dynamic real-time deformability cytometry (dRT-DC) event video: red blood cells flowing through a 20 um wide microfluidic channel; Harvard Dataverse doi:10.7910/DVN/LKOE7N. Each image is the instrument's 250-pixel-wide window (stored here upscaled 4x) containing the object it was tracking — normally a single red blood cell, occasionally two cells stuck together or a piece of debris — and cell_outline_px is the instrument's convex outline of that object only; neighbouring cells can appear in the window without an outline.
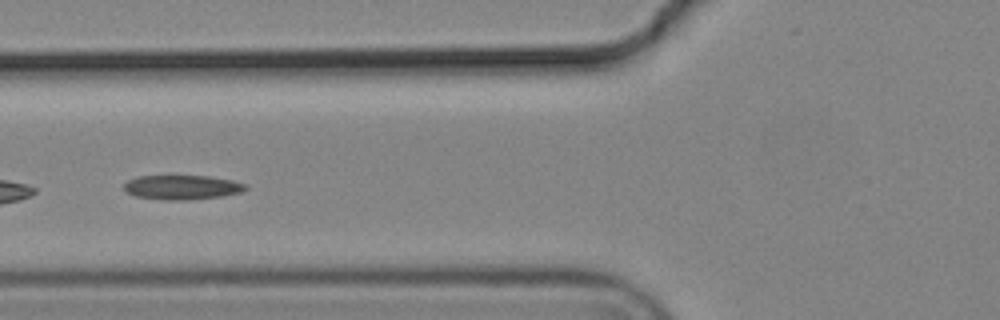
{"species": "common noctule bat (a hibernating species)", "species_latin": "Nyctalus noctula", "temperature_condition": "cold", "stored_images_in_passage": 36, "camera_frame_rate_fps": 3000, "um_per_image_px": 0.085, "animal": {"sex": "male", "body_mass_g": 19.2, "forearm_length_mm": 51.8}, "frame": {"image": 1, "passage_image": 4, "time_ms": 1.0, "image_size_px": [1000, 320], "cell_outline_px": [[248, 188], [240, 192], [220, 196], [184, 200], [164, 200], [136, 196], [128, 192], [124, 188], [124, 184], [128, 180], [136, 176], [208, 176], [232, 180], [248, 184]], "centroid_in_image_um": [15.48, 15.91], "position_along_channel_um": 110.3, "area_um2": 17.17}}
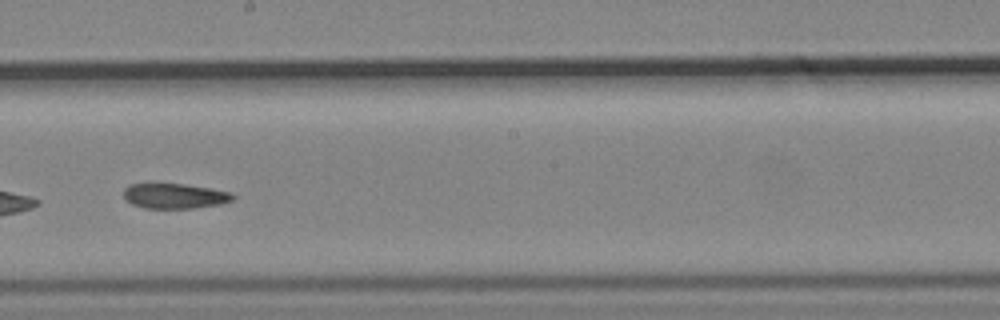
{"frame": {"image": 2, "passage_image": 14, "time_ms": 4.333, "image_size_px": [1000, 320], "cell_outline_px": [[236, 196], [232, 200], [220, 204], [192, 208], [144, 208], [132, 204], [124, 196], [124, 188], [128, 184], [152, 180], [156, 180], [184, 184], [232, 192]], "centroid_in_image_um": [14.77, 16.6], "position_along_channel_um": 233.4, "area_um2": 16.7}}
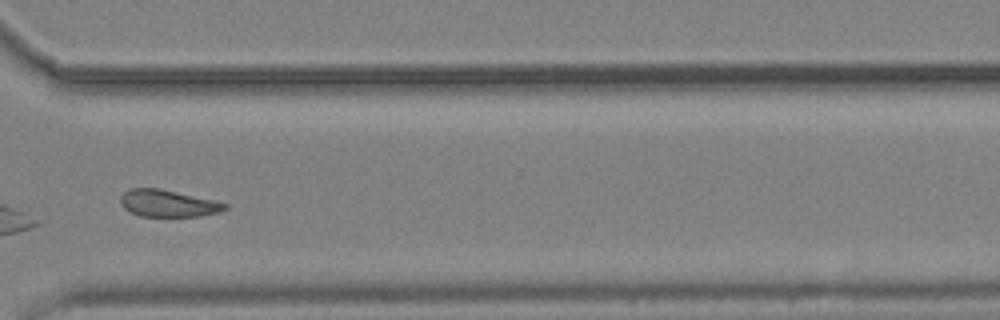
{"frame": {"image": 3, "passage_image": 24, "time_ms": 7.667, "image_size_px": [1000, 320], "cell_outline_px": [[228, 208], [220, 212], [200, 216], [140, 216], [124, 208], [120, 204], [120, 196], [128, 188], [160, 188], [216, 200], [228, 204]], "centroid_in_image_um": [14.3, 17.27], "position_along_channel_um": 356.3, "area_um2": 16.59}, "authors_computed_cell_mechanics": {"area_um2": 17.3689, "velocity_mm_per_s": 3.6882, "shape_relaxation_time_tau1_ms": null, "shape_relaxation_time_tau2_ms": 5.044, "deformation_change_tau1": null, "deformation_change_tau2": 0.0911}}